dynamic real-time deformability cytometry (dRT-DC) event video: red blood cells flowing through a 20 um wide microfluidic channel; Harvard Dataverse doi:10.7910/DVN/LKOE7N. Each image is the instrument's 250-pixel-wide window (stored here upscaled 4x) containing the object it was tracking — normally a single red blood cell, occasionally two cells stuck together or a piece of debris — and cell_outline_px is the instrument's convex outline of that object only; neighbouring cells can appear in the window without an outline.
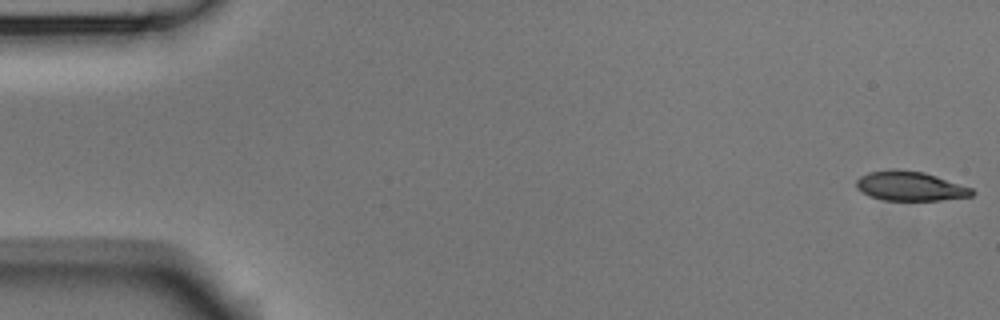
{"species": "Egyptian fruit bat (a non-hibernating species)", "species_latin": "Rousettus aegyptiacus", "temperature_condition": "room temperature", "stored_images_in_passage": 4, "camera_frame_rate_fps": 3000, "um_per_image_px": 0.085, "animal": {"sex": "male"}, "frame": {"image": 1, "passage_image": 1, "time_ms": 0.0, "image_size_px": [1000, 320], "cell_outline_px": [[976, 192], [972, 196], [940, 200], [884, 200], [868, 196], [856, 188], [856, 180], [860, 176], [868, 172], [892, 168], [896, 168], [924, 172], [972, 188]], "centroid_in_image_um": [77.32, 15.81], "position_along_channel_um": 7.7, "area_um2": 20.0}}
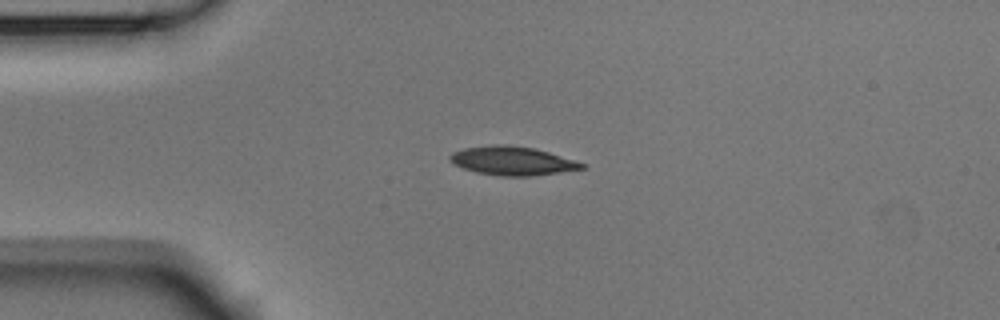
{"frame": {"image": 2, "passage_image": 3, "time_ms": 0.667, "image_size_px": [1000, 320], "cell_outline_px": [[584, 168], [560, 172], [528, 176], [500, 176], [476, 172], [464, 168], [456, 164], [448, 156], [452, 152], [464, 148], [492, 144], [504, 144], [536, 148], [584, 164]], "centroid_in_image_um": [43.51, 13.66], "position_along_channel_um": 41.5, "area_um2": 21.73}}